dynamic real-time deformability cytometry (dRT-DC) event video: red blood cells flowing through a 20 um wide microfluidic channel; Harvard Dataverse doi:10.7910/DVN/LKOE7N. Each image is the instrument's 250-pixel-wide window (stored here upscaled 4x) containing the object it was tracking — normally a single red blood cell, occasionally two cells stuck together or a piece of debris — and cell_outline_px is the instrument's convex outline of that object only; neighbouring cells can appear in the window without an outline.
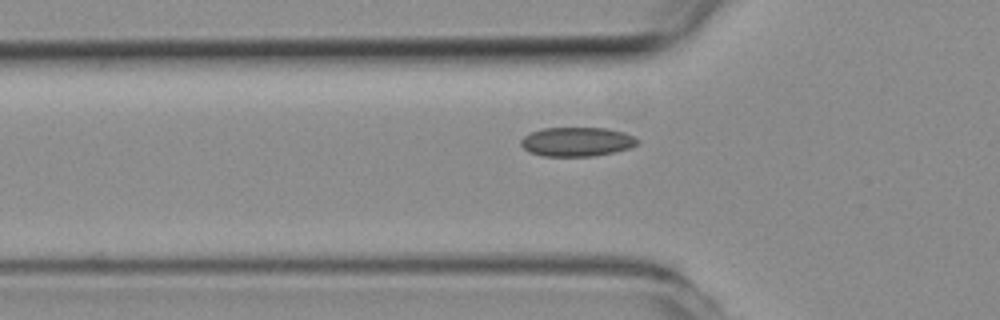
{"species": "common noctule bat (a hibernating species)", "species_latin": "Nyctalus noctula", "temperature_condition": "room temperature", "stored_images_in_passage": 30, "camera_frame_rate_fps": 3000, "um_per_image_px": 0.085, "animal": {"sex": "female", "body_mass_g": 19.3, "forearm_length_mm": 54.1}, "frame": {"image": 1, "passage_image": 3, "time_ms": 0.667, "image_size_px": [1000, 320], "cell_outline_px": [[640, 144], [628, 148], [612, 152], [592, 156], [544, 156], [528, 152], [520, 144], [520, 140], [524, 136], [540, 128], [608, 128], [624, 132], [640, 140]], "centroid_in_image_um": [49.03, 12.04], "position_along_channel_um": 76.8, "area_um2": 19.83}}
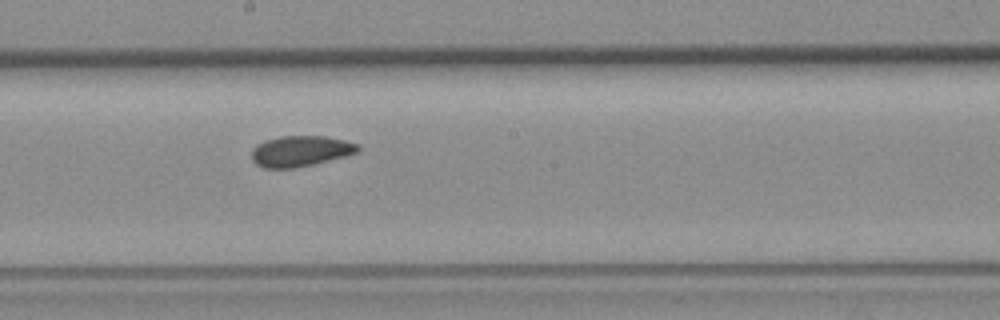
{"frame": {"image": 2, "passage_image": 14, "time_ms": 4.333, "image_size_px": [1000, 320], "cell_outline_px": [[360, 148], [356, 152], [344, 156], [296, 168], [264, 168], [256, 164], [252, 160], [252, 148], [256, 144], [280, 136], [324, 136], [344, 140], [360, 144]], "centroid_in_image_um": [25.52, 12.84], "position_along_channel_um": 222.7, "area_um2": 18.9}}
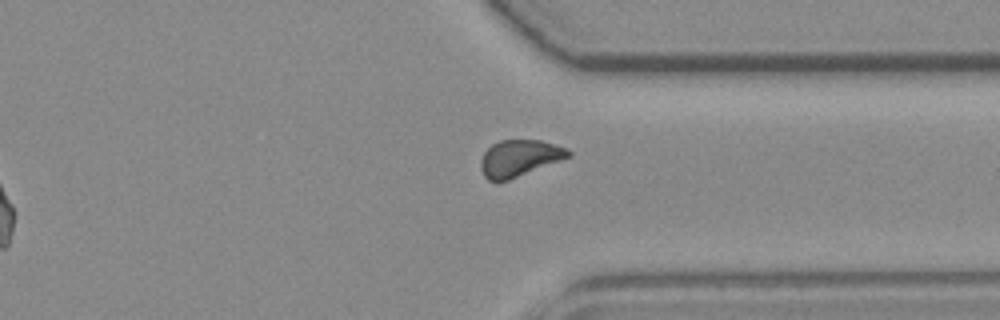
{"frame": {"image": 3, "passage_image": 25, "time_ms": 8.0, "image_size_px": [1000, 320], "cell_outline_px": [[572, 156], [508, 180], [488, 180], [484, 176], [480, 168], [480, 160], [484, 152], [492, 144], [500, 140], [540, 140], [568, 148], [572, 152]], "centroid_in_image_um": [44.15, 13.43], "position_along_channel_um": 367.2, "area_um2": 18.61}, "authors_computed_cell_mechanics": {"area_um2": 18.9873, "velocity_mm_per_s": 3.972, "shape_relaxation_time_tau1_ms": null, "shape_relaxation_time_tau2_ms": 4.3546, "deformation_change_tau1": null, "deformation_change_tau2": 0.0754}}